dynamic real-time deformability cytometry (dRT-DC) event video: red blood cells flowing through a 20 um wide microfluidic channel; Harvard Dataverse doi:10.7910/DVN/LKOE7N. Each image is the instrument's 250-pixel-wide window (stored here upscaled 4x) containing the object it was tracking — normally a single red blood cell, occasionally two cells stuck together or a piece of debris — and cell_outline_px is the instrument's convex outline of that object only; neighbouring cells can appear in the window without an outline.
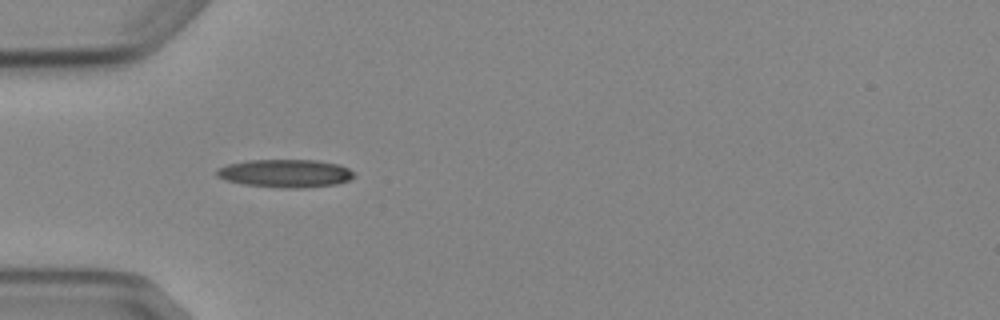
{"species": "Egyptian fruit bat (a non-hibernating species)", "species_latin": "Rousettus aegyptiacus", "temperature_condition": "cold", "stored_images_in_passage": 8, "camera_frame_rate_fps": 3000, "um_per_image_px": 0.085, "animal": {"sex": "female"}, "frame": {"image": 1, "passage_image": 4, "time_ms": 4.333, "image_size_px": [1000, 320], "cell_outline_px": [[356, 176], [348, 180], [336, 184], [300, 188], [280, 188], [244, 184], [228, 180], [216, 176], [216, 168], [228, 164], [248, 160], [316, 160], [340, 164], [348, 168]], "centroid_in_image_um": [24.25, 14.73], "position_along_channel_um": 60.7, "area_um2": 22.43}}
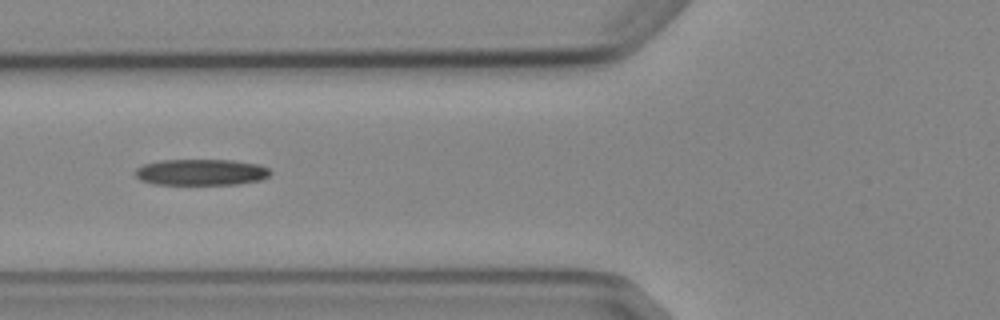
{"frame": {"image": 2, "passage_image": 5, "time_ms": 5.667, "image_size_px": [1000, 320], "cell_outline_px": [[272, 172], [268, 176], [260, 180], [236, 184], [152, 184], [140, 180], [136, 176], [136, 168], [144, 164], [160, 160], [232, 160], [260, 164], [268, 168]], "centroid_in_image_um": [17.1, 14.63], "position_along_channel_um": 108.7, "area_um2": 20.63}}